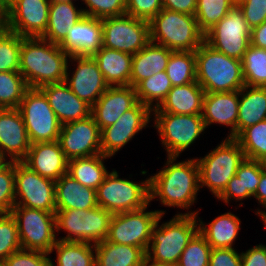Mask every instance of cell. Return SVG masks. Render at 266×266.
<instances>
[{"mask_svg":"<svg viewBox=\"0 0 266 266\" xmlns=\"http://www.w3.org/2000/svg\"><path fill=\"white\" fill-rule=\"evenodd\" d=\"M68 161L58 140L31 144L27 156L22 160L31 170L55 182L67 174Z\"/></svg>","mask_w":266,"mask_h":266,"instance_id":"23","label":"cell"},{"mask_svg":"<svg viewBox=\"0 0 266 266\" xmlns=\"http://www.w3.org/2000/svg\"><path fill=\"white\" fill-rule=\"evenodd\" d=\"M251 29L266 21V0H236Z\"/></svg>","mask_w":266,"mask_h":266,"instance_id":"50","label":"cell"},{"mask_svg":"<svg viewBox=\"0 0 266 266\" xmlns=\"http://www.w3.org/2000/svg\"><path fill=\"white\" fill-rule=\"evenodd\" d=\"M69 60H74L77 66L70 77L67 64L65 82L74 94L92 107L110 86L92 56H69Z\"/></svg>","mask_w":266,"mask_h":266,"instance_id":"18","label":"cell"},{"mask_svg":"<svg viewBox=\"0 0 266 266\" xmlns=\"http://www.w3.org/2000/svg\"><path fill=\"white\" fill-rule=\"evenodd\" d=\"M11 214L17 222L22 249L51 254L57 241L55 213L14 206Z\"/></svg>","mask_w":266,"mask_h":266,"instance_id":"11","label":"cell"},{"mask_svg":"<svg viewBox=\"0 0 266 266\" xmlns=\"http://www.w3.org/2000/svg\"><path fill=\"white\" fill-rule=\"evenodd\" d=\"M195 52L172 51L166 73L172 86L186 85L196 81Z\"/></svg>","mask_w":266,"mask_h":266,"instance_id":"38","label":"cell"},{"mask_svg":"<svg viewBox=\"0 0 266 266\" xmlns=\"http://www.w3.org/2000/svg\"><path fill=\"white\" fill-rule=\"evenodd\" d=\"M83 16L82 8L77 9L73 1L51 0L48 25L41 38L59 45L71 27Z\"/></svg>","mask_w":266,"mask_h":266,"instance_id":"29","label":"cell"},{"mask_svg":"<svg viewBox=\"0 0 266 266\" xmlns=\"http://www.w3.org/2000/svg\"><path fill=\"white\" fill-rule=\"evenodd\" d=\"M31 144L59 139L61 124L39 88H29L19 105Z\"/></svg>","mask_w":266,"mask_h":266,"instance_id":"10","label":"cell"},{"mask_svg":"<svg viewBox=\"0 0 266 266\" xmlns=\"http://www.w3.org/2000/svg\"><path fill=\"white\" fill-rule=\"evenodd\" d=\"M235 140L245 158L266 162V120L245 128Z\"/></svg>","mask_w":266,"mask_h":266,"instance_id":"39","label":"cell"},{"mask_svg":"<svg viewBox=\"0 0 266 266\" xmlns=\"http://www.w3.org/2000/svg\"><path fill=\"white\" fill-rule=\"evenodd\" d=\"M54 250L56 266H96L95 244L57 240L51 253ZM51 266H55L52 260Z\"/></svg>","mask_w":266,"mask_h":266,"instance_id":"36","label":"cell"},{"mask_svg":"<svg viewBox=\"0 0 266 266\" xmlns=\"http://www.w3.org/2000/svg\"><path fill=\"white\" fill-rule=\"evenodd\" d=\"M239 90L206 93L203 98L202 118L206 128L212 123L230 126L228 138L237 137Z\"/></svg>","mask_w":266,"mask_h":266,"instance_id":"25","label":"cell"},{"mask_svg":"<svg viewBox=\"0 0 266 266\" xmlns=\"http://www.w3.org/2000/svg\"><path fill=\"white\" fill-rule=\"evenodd\" d=\"M144 266H156V265H152V264H148L147 262L144 264Z\"/></svg>","mask_w":266,"mask_h":266,"instance_id":"61","label":"cell"},{"mask_svg":"<svg viewBox=\"0 0 266 266\" xmlns=\"http://www.w3.org/2000/svg\"><path fill=\"white\" fill-rule=\"evenodd\" d=\"M16 0H0V11L6 15L14 6Z\"/></svg>","mask_w":266,"mask_h":266,"instance_id":"56","label":"cell"},{"mask_svg":"<svg viewBox=\"0 0 266 266\" xmlns=\"http://www.w3.org/2000/svg\"><path fill=\"white\" fill-rule=\"evenodd\" d=\"M15 206V161L0 165V214L11 213Z\"/></svg>","mask_w":266,"mask_h":266,"instance_id":"46","label":"cell"},{"mask_svg":"<svg viewBox=\"0 0 266 266\" xmlns=\"http://www.w3.org/2000/svg\"><path fill=\"white\" fill-rule=\"evenodd\" d=\"M198 213H178L159 225L161 214L152 229L146 262L156 266H176L188 242L198 232Z\"/></svg>","mask_w":266,"mask_h":266,"instance_id":"3","label":"cell"},{"mask_svg":"<svg viewBox=\"0 0 266 266\" xmlns=\"http://www.w3.org/2000/svg\"><path fill=\"white\" fill-rule=\"evenodd\" d=\"M154 128L157 129L161 144L167 156L178 157L195 143L206 129L202 115H182L164 112H152Z\"/></svg>","mask_w":266,"mask_h":266,"instance_id":"9","label":"cell"},{"mask_svg":"<svg viewBox=\"0 0 266 266\" xmlns=\"http://www.w3.org/2000/svg\"><path fill=\"white\" fill-rule=\"evenodd\" d=\"M110 157L101 154L75 158L68 161L67 174L85 187L97 190L109 173L104 160Z\"/></svg>","mask_w":266,"mask_h":266,"instance_id":"35","label":"cell"},{"mask_svg":"<svg viewBox=\"0 0 266 266\" xmlns=\"http://www.w3.org/2000/svg\"><path fill=\"white\" fill-rule=\"evenodd\" d=\"M132 86H110L91 107V115L100 130L115 124L127 110L138 103Z\"/></svg>","mask_w":266,"mask_h":266,"instance_id":"21","label":"cell"},{"mask_svg":"<svg viewBox=\"0 0 266 266\" xmlns=\"http://www.w3.org/2000/svg\"><path fill=\"white\" fill-rule=\"evenodd\" d=\"M92 57L109 86H130L133 55L102 47Z\"/></svg>","mask_w":266,"mask_h":266,"instance_id":"31","label":"cell"},{"mask_svg":"<svg viewBox=\"0 0 266 266\" xmlns=\"http://www.w3.org/2000/svg\"><path fill=\"white\" fill-rule=\"evenodd\" d=\"M51 0H16L5 15L6 29L22 37H42L48 25Z\"/></svg>","mask_w":266,"mask_h":266,"instance_id":"19","label":"cell"},{"mask_svg":"<svg viewBox=\"0 0 266 266\" xmlns=\"http://www.w3.org/2000/svg\"><path fill=\"white\" fill-rule=\"evenodd\" d=\"M112 214L97 206L91 209H56V231L67 235L57 240L96 244L107 238Z\"/></svg>","mask_w":266,"mask_h":266,"instance_id":"7","label":"cell"},{"mask_svg":"<svg viewBox=\"0 0 266 266\" xmlns=\"http://www.w3.org/2000/svg\"><path fill=\"white\" fill-rule=\"evenodd\" d=\"M69 55L41 37H22L19 72L29 88L65 81Z\"/></svg>","mask_w":266,"mask_h":266,"instance_id":"2","label":"cell"},{"mask_svg":"<svg viewBox=\"0 0 266 266\" xmlns=\"http://www.w3.org/2000/svg\"><path fill=\"white\" fill-rule=\"evenodd\" d=\"M171 89L172 83L166 71L156 73L142 80L135 87L138 101L148 106L151 110L160 106Z\"/></svg>","mask_w":266,"mask_h":266,"instance_id":"37","label":"cell"},{"mask_svg":"<svg viewBox=\"0 0 266 266\" xmlns=\"http://www.w3.org/2000/svg\"><path fill=\"white\" fill-rule=\"evenodd\" d=\"M241 62L245 85L266 87V49L250 44Z\"/></svg>","mask_w":266,"mask_h":266,"instance_id":"40","label":"cell"},{"mask_svg":"<svg viewBox=\"0 0 266 266\" xmlns=\"http://www.w3.org/2000/svg\"><path fill=\"white\" fill-rule=\"evenodd\" d=\"M0 266H6V263L4 260H0Z\"/></svg>","mask_w":266,"mask_h":266,"instance_id":"59","label":"cell"},{"mask_svg":"<svg viewBox=\"0 0 266 266\" xmlns=\"http://www.w3.org/2000/svg\"><path fill=\"white\" fill-rule=\"evenodd\" d=\"M236 4V0H197L195 13L200 30L205 34Z\"/></svg>","mask_w":266,"mask_h":266,"instance_id":"42","label":"cell"},{"mask_svg":"<svg viewBox=\"0 0 266 266\" xmlns=\"http://www.w3.org/2000/svg\"><path fill=\"white\" fill-rule=\"evenodd\" d=\"M251 28L237 4L204 34V42L228 57L242 60L250 45Z\"/></svg>","mask_w":266,"mask_h":266,"instance_id":"13","label":"cell"},{"mask_svg":"<svg viewBox=\"0 0 266 266\" xmlns=\"http://www.w3.org/2000/svg\"><path fill=\"white\" fill-rule=\"evenodd\" d=\"M58 141L68 160L101 154V130L92 115L61 125Z\"/></svg>","mask_w":266,"mask_h":266,"instance_id":"16","label":"cell"},{"mask_svg":"<svg viewBox=\"0 0 266 266\" xmlns=\"http://www.w3.org/2000/svg\"><path fill=\"white\" fill-rule=\"evenodd\" d=\"M250 44L258 48L266 49V21L251 29Z\"/></svg>","mask_w":266,"mask_h":266,"instance_id":"54","label":"cell"},{"mask_svg":"<svg viewBox=\"0 0 266 266\" xmlns=\"http://www.w3.org/2000/svg\"><path fill=\"white\" fill-rule=\"evenodd\" d=\"M86 8L84 15L104 19L126 14V0H82Z\"/></svg>","mask_w":266,"mask_h":266,"instance_id":"47","label":"cell"},{"mask_svg":"<svg viewBox=\"0 0 266 266\" xmlns=\"http://www.w3.org/2000/svg\"><path fill=\"white\" fill-rule=\"evenodd\" d=\"M162 9V0H126V14L148 22Z\"/></svg>","mask_w":266,"mask_h":266,"instance_id":"49","label":"cell"},{"mask_svg":"<svg viewBox=\"0 0 266 266\" xmlns=\"http://www.w3.org/2000/svg\"><path fill=\"white\" fill-rule=\"evenodd\" d=\"M263 120H266V87L245 85L239 90L237 136Z\"/></svg>","mask_w":266,"mask_h":266,"instance_id":"33","label":"cell"},{"mask_svg":"<svg viewBox=\"0 0 266 266\" xmlns=\"http://www.w3.org/2000/svg\"><path fill=\"white\" fill-rule=\"evenodd\" d=\"M22 249L18 235V226L11 213L0 214V260Z\"/></svg>","mask_w":266,"mask_h":266,"instance_id":"45","label":"cell"},{"mask_svg":"<svg viewBox=\"0 0 266 266\" xmlns=\"http://www.w3.org/2000/svg\"><path fill=\"white\" fill-rule=\"evenodd\" d=\"M244 159V152L234 138L222 140L205 157L197 158L200 189L206 186L217 198Z\"/></svg>","mask_w":266,"mask_h":266,"instance_id":"6","label":"cell"},{"mask_svg":"<svg viewBox=\"0 0 266 266\" xmlns=\"http://www.w3.org/2000/svg\"><path fill=\"white\" fill-rule=\"evenodd\" d=\"M163 8L194 16L197 0H162Z\"/></svg>","mask_w":266,"mask_h":266,"instance_id":"53","label":"cell"},{"mask_svg":"<svg viewBox=\"0 0 266 266\" xmlns=\"http://www.w3.org/2000/svg\"><path fill=\"white\" fill-rule=\"evenodd\" d=\"M23 117L18 108L0 109V156L6 161H22L30 148Z\"/></svg>","mask_w":266,"mask_h":266,"instance_id":"20","label":"cell"},{"mask_svg":"<svg viewBox=\"0 0 266 266\" xmlns=\"http://www.w3.org/2000/svg\"><path fill=\"white\" fill-rule=\"evenodd\" d=\"M69 56H93L103 46L101 19L84 15L59 44Z\"/></svg>","mask_w":266,"mask_h":266,"instance_id":"22","label":"cell"},{"mask_svg":"<svg viewBox=\"0 0 266 266\" xmlns=\"http://www.w3.org/2000/svg\"><path fill=\"white\" fill-rule=\"evenodd\" d=\"M256 215H259L262 219V221L265 223V228H266V212L265 211H261L260 209H257L256 211Z\"/></svg>","mask_w":266,"mask_h":266,"instance_id":"58","label":"cell"},{"mask_svg":"<svg viewBox=\"0 0 266 266\" xmlns=\"http://www.w3.org/2000/svg\"><path fill=\"white\" fill-rule=\"evenodd\" d=\"M48 255L50 254L41 251L20 249L4 261L6 266H51Z\"/></svg>","mask_w":266,"mask_h":266,"instance_id":"48","label":"cell"},{"mask_svg":"<svg viewBox=\"0 0 266 266\" xmlns=\"http://www.w3.org/2000/svg\"><path fill=\"white\" fill-rule=\"evenodd\" d=\"M56 209H91L98 206L96 190L81 185L70 175L55 182Z\"/></svg>","mask_w":266,"mask_h":266,"instance_id":"30","label":"cell"},{"mask_svg":"<svg viewBox=\"0 0 266 266\" xmlns=\"http://www.w3.org/2000/svg\"><path fill=\"white\" fill-rule=\"evenodd\" d=\"M147 208L148 205L138 210L112 214L105 240L140 247L147 252L152 229L159 216L165 214L162 210L146 211Z\"/></svg>","mask_w":266,"mask_h":266,"instance_id":"12","label":"cell"},{"mask_svg":"<svg viewBox=\"0 0 266 266\" xmlns=\"http://www.w3.org/2000/svg\"><path fill=\"white\" fill-rule=\"evenodd\" d=\"M196 81L206 93L237 91L245 86L242 62L203 42L195 51Z\"/></svg>","mask_w":266,"mask_h":266,"instance_id":"4","label":"cell"},{"mask_svg":"<svg viewBox=\"0 0 266 266\" xmlns=\"http://www.w3.org/2000/svg\"><path fill=\"white\" fill-rule=\"evenodd\" d=\"M172 50L150 41L132 57L130 86L136 87L142 80L166 71Z\"/></svg>","mask_w":266,"mask_h":266,"instance_id":"28","label":"cell"},{"mask_svg":"<svg viewBox=\"0 0 266 266\" xmlns=\"http://www.w3.org/2000/svg\"><path fill=\"white\" fill-rule=\"evenodd\" d=\"M209 266H242L241 253L234 248H214L210 254Z\"/></svg>","mask_w":266,"mask_h":266,"instance_id":"51","label":"cell"},{"mask_svg":"<svg viewBox=\"0 0 266 266\" xmlns=\"http://www.w3.org/2000/svg\"><path fill=\"white\" fill-rule=\"evenodd\" d=\"M265 171V162L245 158L237 169L236 175L227 183L218 200L229 203L253 197L260 183V176ZM233 198V199H232Z\"/></svg>","mask_w":266,"mask_h":266,"instance_id":"26","label":"cell"},{"mask_svg":"<svg viewBox=\"0 0 266 266\" xmlns=\"http://www.w3.org/2000/svg\"><path fill=\"white\" fill-rule=\"evenodd\" d=\"M253 197L266 209V170L260 176V183Z\"/></svg>","mask_w":266,"mask_h":266,"instance_id":"55","label":"cell"},{"mask_svg":"<svg viewBox=\"0 0 266 266\" xmlns=\"http://www.w3.org/2000/svg\"><path fill=\"white\" fill-rule=\"evenodd\" d=\"M242 266H266V245L259 244L241 253Z\"/></svg>","mask_w":266,"mask_h":266,"instance_id":"52","label":"cell"},{"mask_svg":"<svg viewBox=\"0 0 266 266\" xmlns=\"http://www.w3.org/2000/svg\"><path fill=\"white\" fill-rule=\"evenodd\" d=\"M205 91L197 83L172 86L165 100L152 112L182 115H201Z\"/></svg>","mask_w":266,"mask_h":266,"instance_id":"27","label":"cell"},{"mask_svg":"<svg viewBox=\"0 0 266 266\" xmlns=\"http://www.w3.org/2000/svg\"><path fill=\"white\" fill-rule=\"evenodd\" d=\"M103 46L134 55L150 42L149 22L128 14L101 19Z\"/></svg>","mask_w":266,"mask_h":266,"instance_id":"15","label":"cell"},{"mask_svg":"<svg viewBox=\"0 0 266 266\" xmlns=\"http://www.w3.org/2000/svg\"><path fill=\"white\" fill-rule=\"evenodd\" d=\"M22 36L4 29L0 33V72L19 71Z\"/></svg>","mask_w":266,"mask_h":266,"instance_id":"43","label":"cell"},{"mask_svg":"<svg viewBox=\"0 0 266 266\" xmlns=\"http://www.w3.org/2000/svg\"><path fill=\"white\" fill-rule=\"evenodd\" d=\"M28 89L29 87L19 71L0 72V109L19 108Z\"/></svg>","mask_w":266,"mask_h":266,"instance_id":"41","label":"cell"},{"mask_svg":"<svg viewBox=\"0 0 266 266\" xmlns=\"http://www.w3.org/2000/svg\"><path fill=\"white\" fill-rule=\"evenodd\" d=\"M6 29L5 15L0 11V33Z\"/></svg>","mask_w":266,"mask_h":266,"instance_id":"57","label":"cell"},{"mask_svg":"<svg viewBox=\"0 0 266 266\" xmlns=\"http://www.w3.org/2000/svg\"><path fill=\"white\" fill-rule=\"evenodd\" d=\"M5 160L0 156V165L4 162Z\"/></svg>","mask_w":266,"mask_h":266,"instance_id":"60","label":"cell"},{"mask_svg":"<svg viewBox=\"0 0 266 266\" xmlns=\"http://www.w3.org/2000/svg\"><path fill=\"white\" fill-rule=\"evenodd\" d=\"M152 110L141 102L127 110L115 124L101 130V153L112 157L143 128L148 127Z\"/></svg>","mask_w":266,"mask_h":266,"instance_id":"17","label":"cell"},{"mask_svg":"<svg viewBox=\"0 0 266 266\" xmlns=\"http://www.w3.org/2000/svg\"><path fill=\"white\" fill-rule=\"evenodd\" d=\"M97 204L111 214L134 211L150 204L149 178L140 183L119 178L113 169L96 190Z\"/></svg>","mask_w":266,"mask_h":266,"instance_id":"8","label":"cell"},{"mask_svg":"<svg viewBox=\"0 0 266 266\" xmlns=\"http://www.w3.org/2000/svg\"><path fill=\"white\" fill-rule=\"evenodd\" d=\"M150 41L172 51L195 52L204 42L195 16L163 8L149 21Z\"/></svg>","mask_w":266,"mask_h":266,"instance_id":"5","label":"cell"},{"mask_svg":"<svg viewBox=\"0 0 266 266\" xmlns=\"http://www.w3.org/2000/svg\"><path fill=\"white\" fill-rule=\"evenodd\" d=\"M15 206L56 212L55 181L15 161Z\"/></svg>","mask_w":266,"mask_h":266,"instance_id":"14","label":"cell"},{"mask_svg":"<svg viewBox=\"0 0 266 266\" xmlns=\"http://www.w3.org/2000/svg\"><path fill=\"white\" fill-rule=\"evenodd\" d=\"M212 248L197 232L188 242L176 266H209Z\"/></svg>","mask_w":266,"mask_h":266,"instance_id":"44","label":"cell"},{"mask_svg":"<svg viewBox=\"0 0 266 266\" xmlns=\"http://www.w3.org/2000/svg\"><path fill=\"white\" fill-rule=\"evenodd\" d=\"M176 160L175 156H167L162 170L149 177L150 202L157 197L162 205L189 210L200 189L197 158Z\"/></svg>","mask_w":266,"mask_h":266,"instance_id":"1","label":"cell"},{"mask_svg":"<svg viewBox=\"0 0 266 266\" xmlns=\"http://www.w3.org/2000/svg\"><path fill=\"white\" fill-rule=\"evenodd\" d=\"M39 89L47 97L61 125L91 115V106L74 94L65 81L46 84Z\"/></svg>","mask_w":266,"mask_h":266,"instance_id":"24","label":"cell"},{"mask_svg":"<svg viewBox=\"0 0 266 266\" xmlns=\"http://www.w3.org/2000/svg\"><path fill=\"white\" fill-rule=\"evenodd\" d=\"M96 266H144L146 252L136 246L103 240L95 244Z\"/></svg>","mask_w":266,"mask_h":266,"instance_id":"34","label":"cell"},{"mask_svg":"<svg viewBox=\"0 0 266 266\" xmlns=\"http://www.w3.org/2000/svg\"><path fill=\"white\" fill-rule=\"evenodd\" d=\"M198 220V232L207 240V243L214 248H234L235 239L238 236L241 221L240 218L231 212L221 214L212 222L205 225Z\"/></svg>","mask_w":266,"mask_h":266,"instance_id":"32","label":"cell"}]
</instances>
